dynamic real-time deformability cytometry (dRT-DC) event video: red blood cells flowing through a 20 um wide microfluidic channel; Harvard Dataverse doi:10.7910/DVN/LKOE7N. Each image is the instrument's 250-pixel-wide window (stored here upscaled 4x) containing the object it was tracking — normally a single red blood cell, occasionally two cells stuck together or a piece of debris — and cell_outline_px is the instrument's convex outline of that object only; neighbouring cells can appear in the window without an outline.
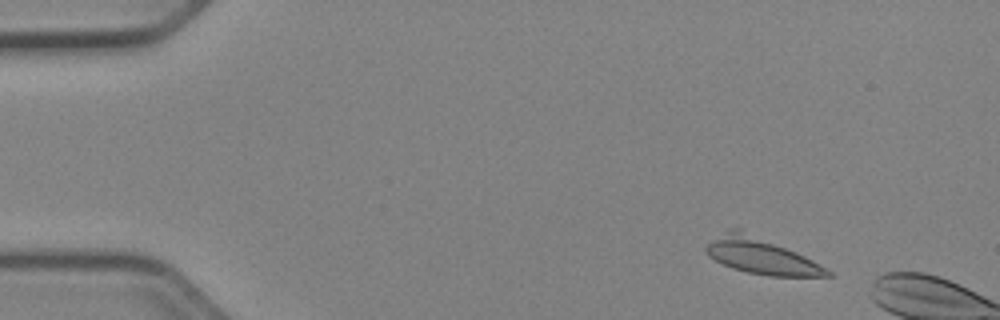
{"species": "Egyptian fruit bat (a non-hibernating species)", "species_latin": "Rousettus aegyptiacus", "temperature_condition": "cold", "stored_images_in_passage": 16, "camera_frame_rate_fps": 3000, "um_per_image_px": 0.085, "animal": {"sex": "female"}, "frame": {"image": 1, "passage_image": 5, "time_ms": 1.333, "image_size_px": [1000, 320], "cell_outline_px": [[832, 276], [768, 276], [748, 272], [732, 268], [708, 256], [704, 252], [704, 248], [712, 240], [728, 228], [740, 228], [796, 252], [812, 260], [832, 272]], "centroid_in_image_um": [64.65, 21.74], "position_along_channel_um": 20.4, "area_um2": 25.14}}